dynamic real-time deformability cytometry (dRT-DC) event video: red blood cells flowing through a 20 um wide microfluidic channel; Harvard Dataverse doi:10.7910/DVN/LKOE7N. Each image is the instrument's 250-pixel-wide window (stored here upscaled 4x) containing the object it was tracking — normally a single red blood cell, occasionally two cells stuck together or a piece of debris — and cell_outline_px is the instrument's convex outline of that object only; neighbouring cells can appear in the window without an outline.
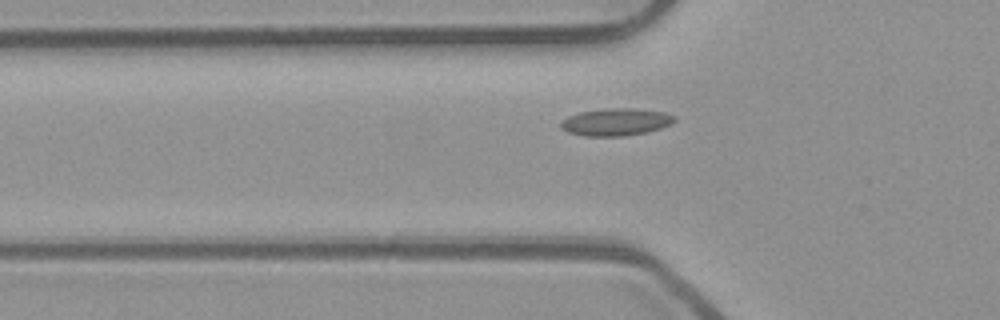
{"species": "common noctule bat (a hibernating species)", "species_latin": "Nyctalus noctula", "temperature_condition": "room temperature", "stored_images_in_passage": 35, "camera_frame_rate_fps": 3000, "um_per_image_px": 0.085, "animal": {"sex": "male", "body_mass_g": 23.1, "forearm_length_mm": 52.7}, "frame": {"image": 1, "passage_image": 4, "time_ms": 1.0, "image_size_px": [1000, 320], "cell_outline_px": [[676, 120], [672, 124], [648, 132], [624, 136], [584, 136], [568, 132], [560, 128], [560, 124], [568, 116], [580, 112], [604, 108], [636, 108], [664, 112], [676, 116]], "centroid_in_image_um": [52.38, 10.36], "position_along_channel_um": 73.4, "area_um2": 18.26}}
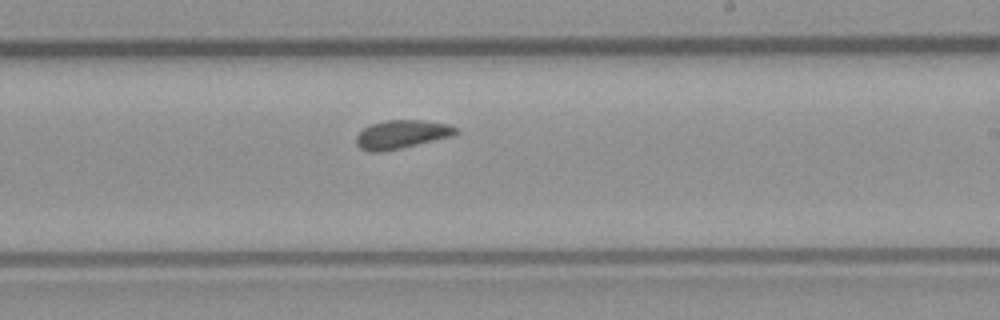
{"frame": {"image": 2, "passage_image": 18, "time_ms": 5.667, "image_size_px": [1000, 320], "cell_outline_px": [[460, 132], [452, 136], [400, 148], [380, 152], [368, 152], [360, 148], [356, 144], [356, 136], [364, 128], [372, 124], [384, 120], [424, 120], [448, 124], [456, 128]], "centroid_in_image_um": [34.13, 11.42], "position_along_channel_um": 254.9, "area_um2": 16.47}}
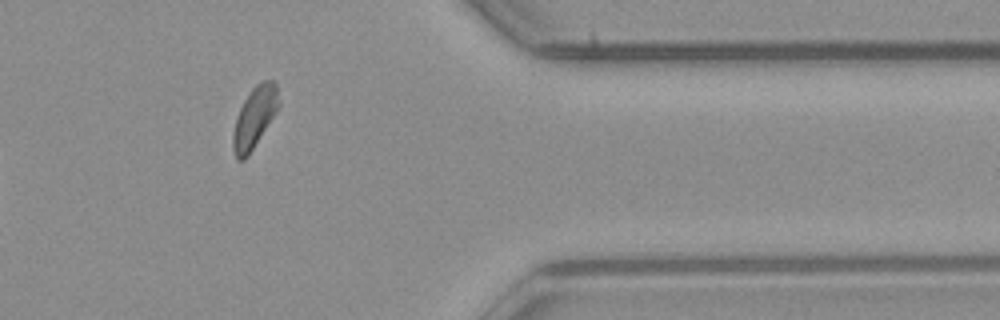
{"frame": {"image": 3, "passage_image": 30, "time_ms": 9.667, "image_size_px": [1000, 320], "cell_outline_px": [[280, 108], [248, 156], [244, 160], [236, 160], [232, 148], [232, 136], [236, 116], [244, 100], [252, 88], [256, 84], [264, 80], [276, 80], [280, 104]], "centroid_in_image_um": [21.65, 9.98], "position_along_channel_um": 389.8, "area_um2": 16.65}, "authors_computed_cell_mechanics": {"area_um2": 16.5308, "velocity_mm_per_s": 3.8712, "shape_relaxation_time_tau1_ms": null, "shape_relaxation_time_tau2_ms": 2.8266, "deformation_change_tau1": null, "deformation_change_tau2": 0.0897}}